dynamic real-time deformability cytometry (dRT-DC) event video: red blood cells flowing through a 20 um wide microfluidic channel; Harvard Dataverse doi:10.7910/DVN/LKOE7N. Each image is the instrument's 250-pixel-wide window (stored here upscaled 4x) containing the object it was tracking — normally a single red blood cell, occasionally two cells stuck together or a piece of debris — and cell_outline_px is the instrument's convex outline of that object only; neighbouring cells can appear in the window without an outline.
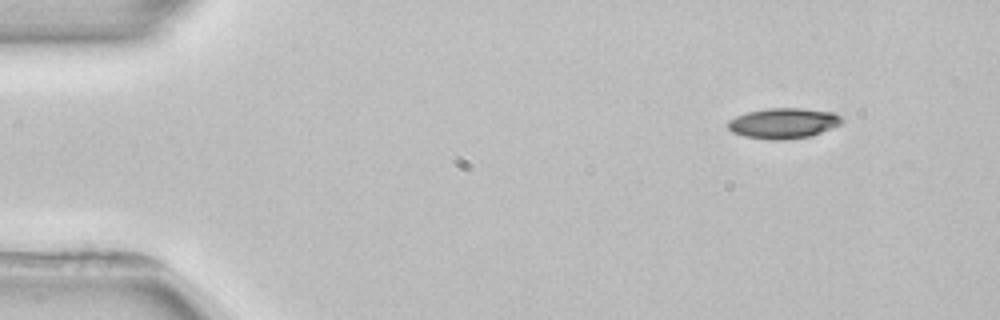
{"species": "common noctule bat (a hibernating species)", "species_latin": "Nyctalus noctula", "temperature_condition": "room temperature", "stored_images_in_passage": 2, "camera_frame_rate_fps": 3000, "um_per_image_px": 0.085, "animal": {"sex": "female", "body_mass_g": 22.7, "forearm_length_mm": 54.2}, "frame": {"image": 1, "passage_image": 1, "time_ms": 0.0, "image_size_px": [1000, 320], "cell_outline_px": [[844, 120], [840, 124], [820, 132], [808, 136], [784, 140], [768, 140], [744, 136], [732, 132], [728, 128], [728, 120], [736, 116], [748, 112], [768, 108], [800, 108], [836, 112]], "centroid_in_image_um": [66.58, 10.47], "position_along_channel_um": 18.4, "area_um2": 20.17}}